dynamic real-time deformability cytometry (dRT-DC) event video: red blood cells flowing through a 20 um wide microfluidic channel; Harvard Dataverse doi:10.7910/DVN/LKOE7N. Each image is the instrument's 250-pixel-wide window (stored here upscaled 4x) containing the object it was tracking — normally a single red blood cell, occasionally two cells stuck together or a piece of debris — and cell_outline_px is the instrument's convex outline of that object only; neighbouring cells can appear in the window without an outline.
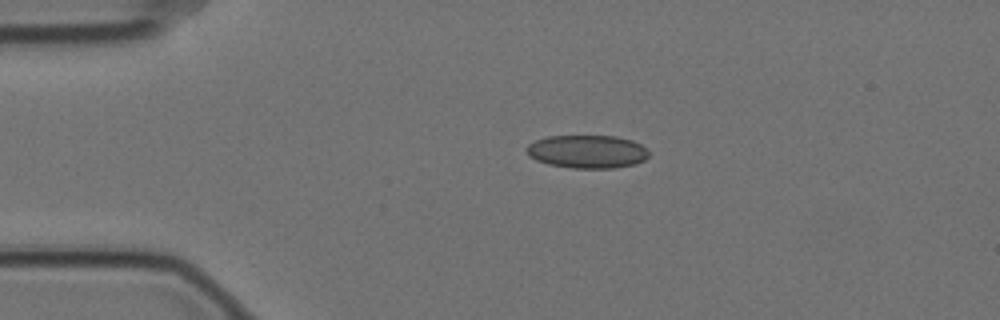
{"species": "Egyptian fruit bat (a non-hibernating species)", "species_latin": "Rousettus aegyptiacus", "temperature_condition": "cold", "stored_images_in_passage": 8, "camera_frame_rate_fps": 3000, "um_per_image_px": 0.085, "animal": {"sex": "female"}, "frame": {"image": 1, "passage_image": 1, "time_ms": 0.0, "image_size_px": [1000, 320], "cell_outline_px": [[648, 156], [644, 160], [636, 164], [616, 168], [572, 168], [548, 164], [536, 160], [528, 156], [528, 144], [536, 140], [548, 136], [616, 136], [632, 140], [640, 144], [648, 152]], "centroid_in_image_um": [49.92, 12.89], "position_along_channel_um": 35.1, "area_um2": 23.58}}
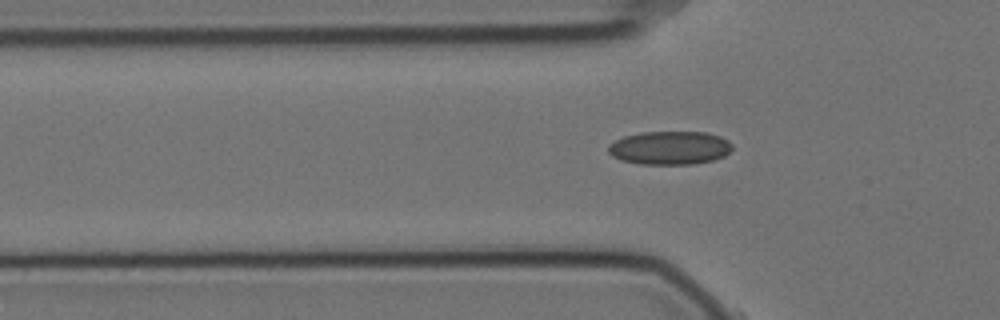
{"frame": {"image": 2, "passage_image": 7, "time_ms": 2.0, "image_size_px": [1000, 320], "cell_outline_px": [[732, 148], [724, 156], [712, 160], [692, 164], [640, 164], [620, 160], [612, 156], [608, 152], [608, 144], [624, 136], [640, 132], [704, 132], [720, 136], [728, 140], [732, 144]], "centroid_in_image_um": [56.9, 12.56], "position_along_channel_um": 68.9, "area_um2": 24.22}}